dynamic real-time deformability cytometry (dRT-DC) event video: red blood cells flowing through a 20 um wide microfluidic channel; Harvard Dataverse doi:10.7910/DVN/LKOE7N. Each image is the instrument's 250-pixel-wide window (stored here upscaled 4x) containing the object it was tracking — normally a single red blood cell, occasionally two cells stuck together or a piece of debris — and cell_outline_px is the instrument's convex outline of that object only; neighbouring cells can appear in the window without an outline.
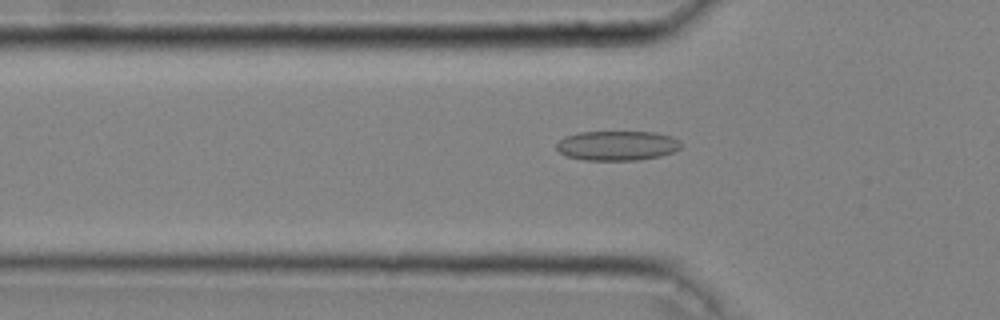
{"species": "common noctule bat (a hibernating species)", "species_latin": "Nyctalus noctula", "temperature_condition": "cold", "stored_images_in_passage": 40, "camera_frame_rate_fps": 3000, "um_per_image_px": 0.085, "animal": {"sex": "male", "body_mass_g": 20.4}, "frame": {"image": 1, "passage_image": 11, "time_ms": 3.333, "image_size_px": [1000, 320], "cell_outline_px": [[680, 148], [672, 152], [660, 156], [636, 160], [584, 160], [568, 156], [560, 152], [556, 148], [556, 144], [564, 136], [580, 132], [656, 132], [672, 136], [680, 140]], "centroid_in_image_um": [52.46, 12.37], "position_along_channel_um": 73.3, "area_um2": 21.5}}
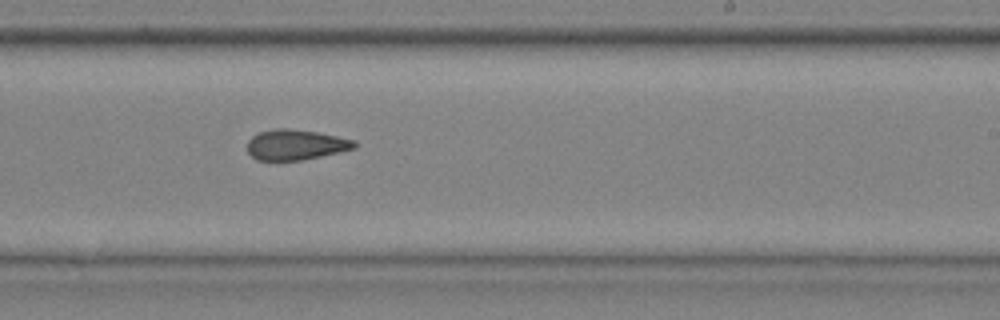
{"frame": {"image": 2, "passage_image": 25, "time_ms": 8.0, "image_size_px": [1000, 320], "cell_outline_px": [[356, 148], [340, 152], [304, 160], [256, 160], [248, 152], [248, 140], [252, 136], [260, 132], [276, 128], [288, 128], [316, 132], [356, 140]], "centroid_in_image_um": [25.14, 12.3], "position_along_channel_um": 263.9, "area_um2": 18.96}}
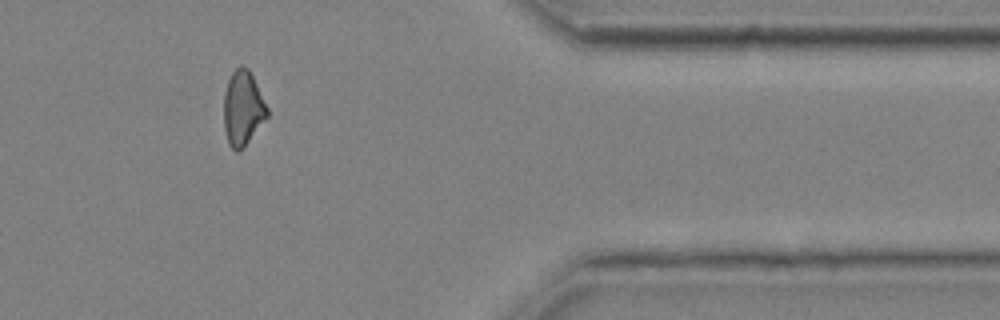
{"frame": {"image": 3, "passage_image": 36, "time_ms": 11.667, "image_size_px": [1000, 320], "cell_outline_px": [[268, 116], [248, 140], [236, 152], [228, 144], [224, 128], [224, 92], [228, 80], [232, 72], [240, 64], [248, 68], [268, 108]], "centroid_in_image_um": [20.62, 9.16], "position_along_channel_um": 390.8, "area_um2": 18.5}, "authors_computed_cell_mechanics": {"area_um2": 19.6231, "velocity_mm_per_s": 4.0806, "shape_relaxation_time_tau1_ms": null, "shape_relaxation_time_tau2_ms": 3.4104, "deformation_change_tau1": null, "deformation_change_tau2": 0.1047}}